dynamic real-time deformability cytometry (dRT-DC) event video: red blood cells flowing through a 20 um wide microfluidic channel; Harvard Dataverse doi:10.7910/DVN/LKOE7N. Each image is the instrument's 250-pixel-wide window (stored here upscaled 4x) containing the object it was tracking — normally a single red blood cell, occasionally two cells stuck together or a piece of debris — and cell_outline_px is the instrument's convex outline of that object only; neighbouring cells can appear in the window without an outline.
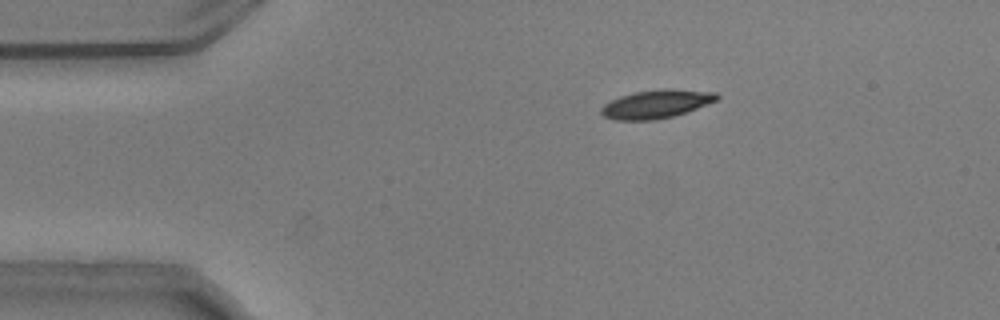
{"species": "common noctule bat (a hibernating species)", "species_latin": "Nyctalus noctula", "temperature_condition": "warm", "stored_images_in_passage": 48, "camera_frame_rate_fps": 3000, "um_per_image_px": 0.085, "animal": {"sex": "male", "body_mass_g": 20.5, "forearm_length_mm": 52.5}, "frame": {"image": 1, "passage_image": 4, "time_ms": 1.0, "image_size_px": [1000, 320], "cell_outline_px": [[720, 96], [716, 100], [696, 108], [672, 116], [656, 120], [616, 120], [604, 116], [600, 112], [600, 108], [604, 104], [620, 96], [636, 92], [660, 88], [672, 88], [716, 92]], "centroid_in_image_um": [55.77, 8.83], "position_along_channel_um": 29.2, "area_um2": 19.07}}
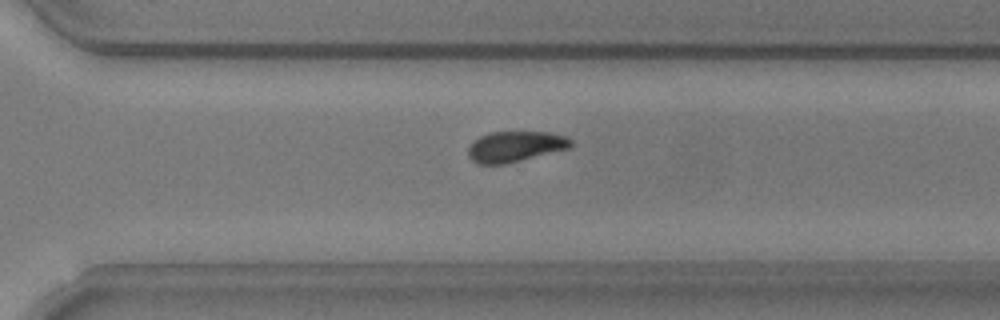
{"frame": {"image": 2, "passage_image": 32, "time_ms": 10.333, "image_size_px": [1000, 320], "cell_outline_px": [[572, 144], [568, 148], [504, 164], [476, 164], [468, 156], [468, 148], [480, 136], [488, 132], [548, 132], [564, 136], [572, 140]], "centroid_in_image_um": [43.76, 12.45], "position_along_channel_um": 326.8, "area_um2": 18.03}}
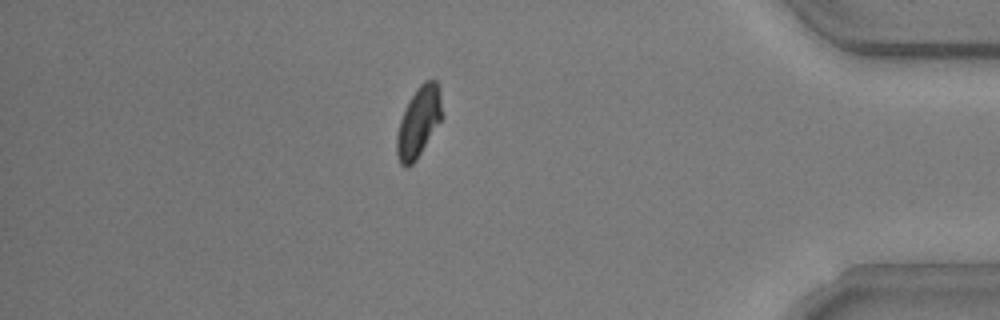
{"frame": {"image": 3, "passage_image": 41, "time_ms": 13.333, "image_size_px": [1000, 320], "cell_outline_px": [[440, 120], [416, 160], [408, 168], [404, 168], [400, 164], [396, 152], [396, 136], [400, 120], [408, 100], [420, 84], [424, 80], [436, 80], [440, 92]], "centroid_in_image_um": [35.53, 10.39], "position_along_channel_um": 399.7, "area_um2": 18.15}, "authors_computed_cell_mechanics": {"area_um2": 18.9006, "velocity_mm_per_s": 3.7244, "shape_relaxation_time_tau1_ms": 3.6327, "shape_relaxation_time_tau2_ms": 9.1764, "deformation_change_tau1": 0.1116, "deformation_change_tau2": 0.1426}}